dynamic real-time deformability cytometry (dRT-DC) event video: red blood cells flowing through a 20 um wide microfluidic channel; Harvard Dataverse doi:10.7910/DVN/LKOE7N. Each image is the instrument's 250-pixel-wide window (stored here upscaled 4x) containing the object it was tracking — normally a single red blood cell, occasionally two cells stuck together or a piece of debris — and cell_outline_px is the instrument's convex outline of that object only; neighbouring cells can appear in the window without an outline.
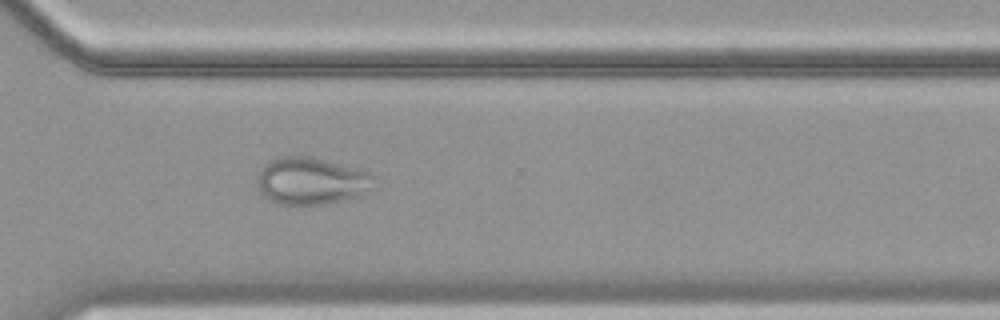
{"species": "common noctule bat (a hibernating species)", "species_latin": "Nyctalus noctula", "temperature_condition": "cold", "stored_images_in_passage": 57, "camera_frame_rate_fps": 3000, "um_per_image_px": 0.085, "animal": {"sex": "female", "body_mass_g": 19.9}, "frame": {"image": 1, "passage_image": 41, "time_ms": 13.333, "image_size_px": [1000, 320], "cell_outline_px": [[376, 176], [372, 188], [360, 196], [320, 204], [276, 204], [268, 200], [260, 192], [256, 180], [260, 168], [264, 164], [272, 160], [284, 156], [308, 156], [372, 172]], "centroid_in_image_um": [26.45, 15.38], "position_along_channel_um": 344.1, "area_um2": 32.14}}
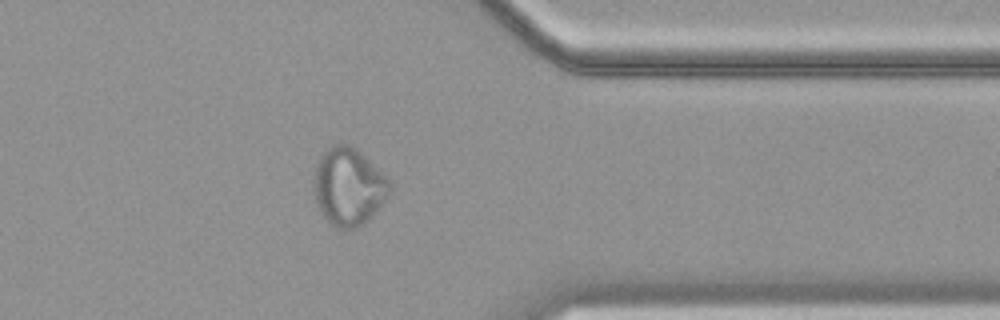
{"frame": {"image": 2, "passage_image": 45, "time_ms": 14.667, "image_size_px": [1000, 320], "cell_outline_px": [[392, 184], [388, 196], [368, 220], [356, 228], [340, 228], [332, 224], [320, 212], [312, 188], [316, 164], [320, 156], [332, 144], [352, 144], [388, 176], [392, 180]], "centroid_in_image_um": [29.64, 15.82], "position_along_channel_um": 381.8, "area_um2": 34.56}}